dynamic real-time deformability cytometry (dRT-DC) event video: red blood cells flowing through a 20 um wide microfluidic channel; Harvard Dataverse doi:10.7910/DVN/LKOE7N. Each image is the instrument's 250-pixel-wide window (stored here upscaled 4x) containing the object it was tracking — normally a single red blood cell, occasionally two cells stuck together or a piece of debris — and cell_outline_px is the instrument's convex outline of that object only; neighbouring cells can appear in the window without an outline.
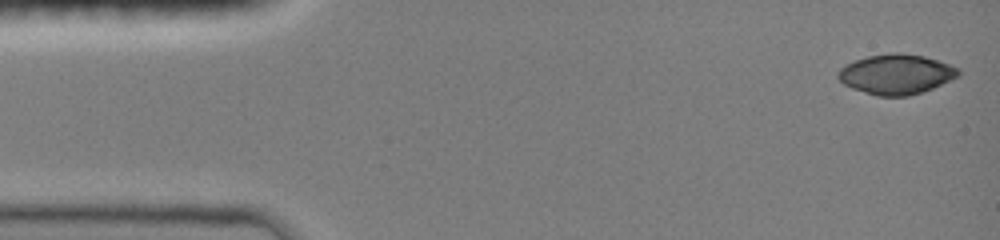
{"species": "common noctule bat (a hibernating species)", "species_latin": "Nyctalus noctula", "temperature_condition": "room temperature", "stored_images_in_passage": 10, "camera_frame_rate_fps": 3000, "um_per_image_px": 0.085, "animal": {"sex": "female", "body_mass_g": 19.0, "forearm_length_mm": 51.5}, "frame": {"image": 1, "passage_image": 1, "time_ms": 0.0, "image_size_px": [1000, 240], "cell_outline_px": [[960, 72], [956, 76], [932, 88], [908, 96], [876, 96], [852, 88], [844, 84], [836, 76], [840, 68], [856, 60], [868, 56], [892, 52], [900, 52], [924, 56], [960, 68]], "centroid_in_image_um": [76.14, 6.3], "position_along_channel_um": 8.9, "area_um2": 27.69}}